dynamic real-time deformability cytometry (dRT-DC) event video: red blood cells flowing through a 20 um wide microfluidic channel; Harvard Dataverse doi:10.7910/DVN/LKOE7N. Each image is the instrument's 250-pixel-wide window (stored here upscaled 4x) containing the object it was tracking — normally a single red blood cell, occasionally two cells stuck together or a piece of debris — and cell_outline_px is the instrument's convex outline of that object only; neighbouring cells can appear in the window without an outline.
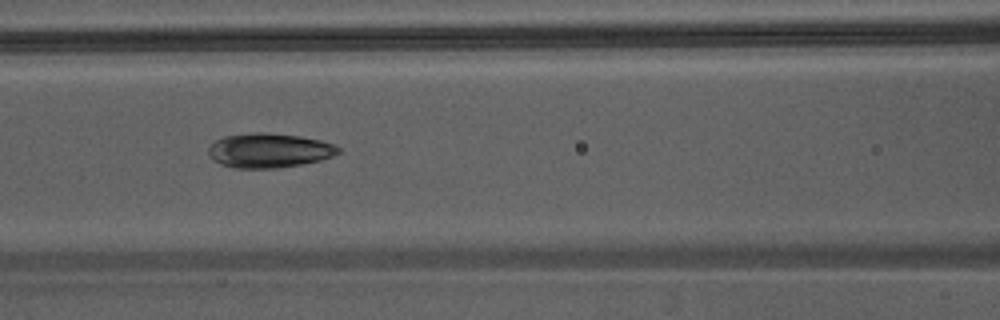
{"species": "Egyptian fruit bat (a non-hibernating species)", "species_latin": "Rousettus aegyptiacus", "temperature_condition": "warm", "stored_images_in_passage": 6, "camera_frame_rate_fps": 3000, "um_per_image_px": 0.085, "animal": {"sex": "male"}, "frame": {"image": 1, "passage_image": 5, "time_ms": 1.333, "image_size_px": [1000, 320], "cell_outline_px": [[344, 152], [320, 160], [300, 164], [276, 168], [236, 168], [220, 164], [212, 160], [208, 152], [208, 148], [216, 140], [224, 136], [256, 132], [264, 132], [300, 136], [320, 140], [332, 144], [340, 148]], "centroid_in_image_um": [22.87, 12.79], "position_along_channel_um": 143.7, "area_um2": 26.07}}